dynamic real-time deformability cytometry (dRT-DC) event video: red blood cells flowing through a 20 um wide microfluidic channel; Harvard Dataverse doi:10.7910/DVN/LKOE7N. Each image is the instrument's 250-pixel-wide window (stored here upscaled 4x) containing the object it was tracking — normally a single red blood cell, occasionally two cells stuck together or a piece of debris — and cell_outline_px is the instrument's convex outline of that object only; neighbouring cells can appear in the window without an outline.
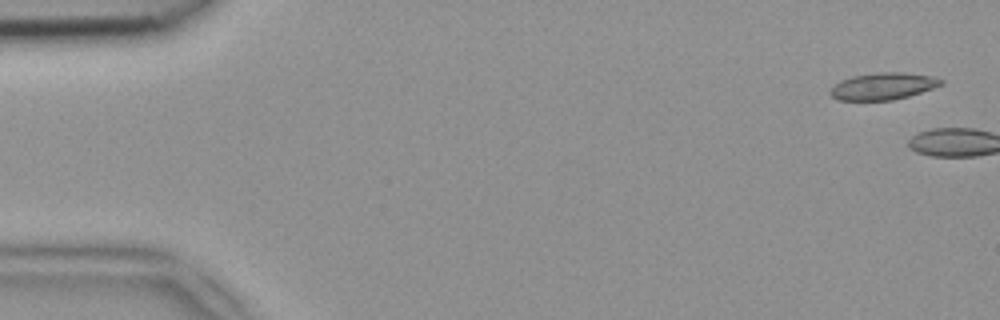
{"species": "common noctule bat (a hibernating species)", "species_latin": "Nyctalus noctula", "temperature_condition": "room temperature", "stored_images_in_passage": 2, "camera_frame_rate_fps": 3000, "um_per_image_px": 0.085, "animal": {"sex": "female", "body_mass_g": 18.4}, "frame": {"image": 1, "passage_image": 1, "time_ms": 0.0, "image_size_px": [1000, 320], "cell_outline_px": [[944, 84], [908, 96], [892, 100], [836, 100], [828, 92], [832, 84], [840, 80], [852, 76], [880, 72], [904, 72], [932, 76], [944, 80]], "centroid_in_image_um": [75.02, 7.32], "position_along_channel_um": 10.0, "area_um2": 17.51}}